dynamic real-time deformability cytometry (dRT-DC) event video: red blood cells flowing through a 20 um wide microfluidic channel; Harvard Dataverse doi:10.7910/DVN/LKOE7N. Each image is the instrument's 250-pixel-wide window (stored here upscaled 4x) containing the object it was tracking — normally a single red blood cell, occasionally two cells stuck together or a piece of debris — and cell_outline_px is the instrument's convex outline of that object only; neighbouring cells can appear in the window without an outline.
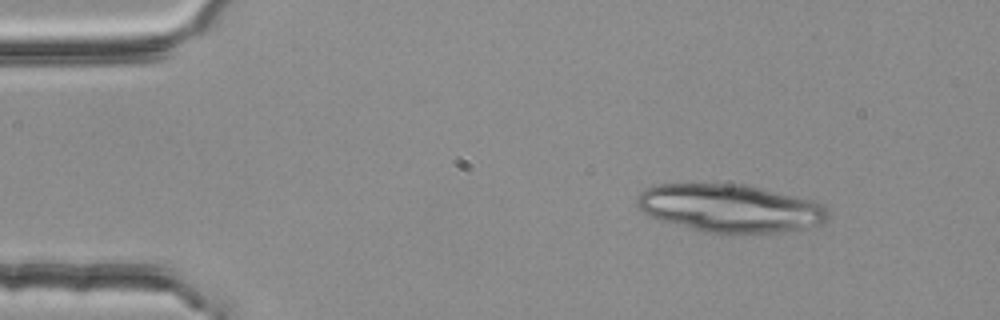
{"species": "common noctule bat (a hibernating species)", "species_latin": "Nyctalus noctula", "temperature_condition": "room temperature", "stored_images_in_passage": 17, "camera_frame_rate_fps": 3000, "um_per_image_px": 0.085, "animal": {"sex": "female", "body_mass_g": 25.1}, "frame": {"image": 1, "passage_image": 6, "time_ms": 1.667, "image_size_px": [1000, 320], "cell_outline_px": [[828, 220], [820, 224], [804, 228], [780, 232], [712, 232], [692, 228], [660, 220], [648, 216], [636, 204], [636, 196], [644, 188], [660, 184], [748, 184], [816, 200], [824, 204], [828, 208]], "centroid_in_image_um": [62.1, 17.66], "position_along_channel_um": 22.9, "area_um2": 53.41}}